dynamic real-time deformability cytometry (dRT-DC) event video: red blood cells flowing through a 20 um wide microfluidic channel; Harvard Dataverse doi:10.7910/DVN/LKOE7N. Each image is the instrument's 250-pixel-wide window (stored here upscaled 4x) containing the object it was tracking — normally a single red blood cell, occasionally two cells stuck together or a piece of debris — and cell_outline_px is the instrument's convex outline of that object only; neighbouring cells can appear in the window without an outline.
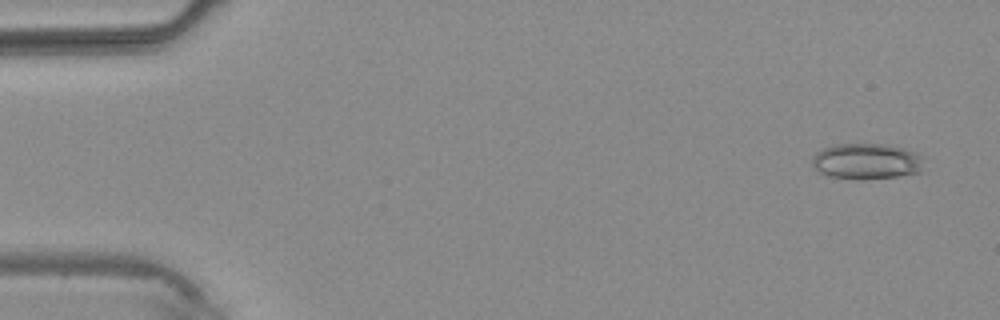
{"species": "common noctule bat (a hibernating species)", "species_latin": "Nyctalus noctula", "temperature_condition": "warm", "stored_images_in_passage": 4, "camera_frame_rate_fps": 3000, "um_per_image_px": 0.085, "animal": {"sex": "male", "body_mass_g": 20.4}, "frame": {"image": 1, "passage_image": 1, "time_ms": 0.0, "image_size_px": [1000, 320], "cell_outline_px": [[920, 172], [896, 176], [860, 180], [856, 180], [828, 176], [812, 168], [812, 156], [816, 152], [832, 144], [884, 144], [904, 148], [920, 156]], "centroid_in_image_um": [73.55, 13.71], "position_along_channel_um": 11.4, "area_um2": 23.24}}